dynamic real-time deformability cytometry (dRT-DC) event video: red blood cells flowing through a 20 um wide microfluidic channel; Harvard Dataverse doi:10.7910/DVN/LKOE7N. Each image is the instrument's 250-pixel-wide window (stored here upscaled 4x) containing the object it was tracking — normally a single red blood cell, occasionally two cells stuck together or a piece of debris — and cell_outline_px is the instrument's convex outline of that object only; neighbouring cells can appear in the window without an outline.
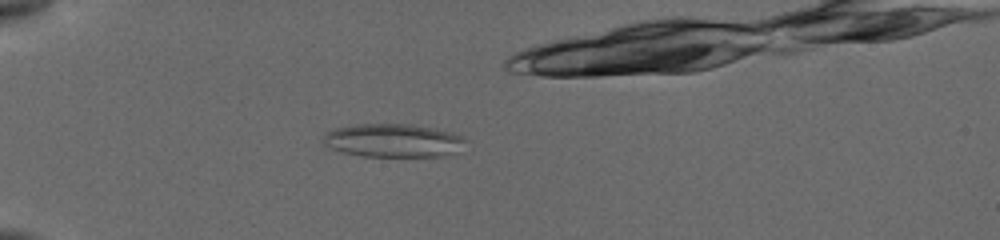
{"species": "common noctule bat (a hibernating species)", "species_latin": "Nyctalus noctula", "temperature_condition": "cold", "stored_images_in_passage": 45, "camera_frame_rate_fps": 3000, "um_per_image_px": 0.085, "animal": {"sex": "female", "body_mass_g": 19.5, "forearm_length_mm": 54.1}, "frame": {"image": 1, "passage_image": 2, "time_ms": 0.333, "image_size_px": [1000, 240], "cell_outline_px": [[468, 140], [448, 156], [364, 156], [344, 152], [332, 148], [324, 144], [324, 136], [328, 132], [336, 128], [360, 124], [412, 124], [448, 132], [460, 136]], "centroid_in_image_um": [33.41, 11.94], "position_along_channel_um": 51.6, "area_um2": 27.05}}
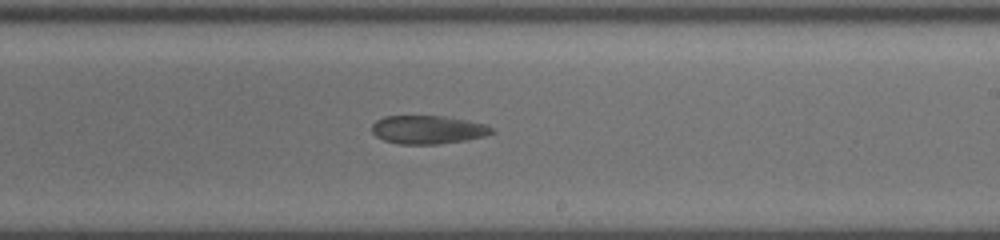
{"frame": {"image": 2, "passage_image": 22, "time_ms": 6.333, "image_size_px": [1000, 240], "cell_outline_px": [[496, 132], [488, 136], [468, 140], [440, 144], [400, 144], [384, 140], [376, 136], [372, 132], [372, 124], [376, 120], [384, 116], [440, 116], [464, 120], [484, 124], [492, 128]], "centroid_in_image_um": [36.38, 11.03], "position_along_channel_um": 252.6, "area_um2": 19.88}}
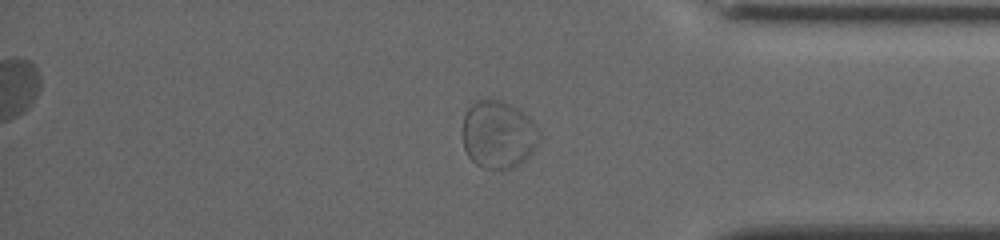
{"frame": {"image": 3, "passage_image": 35, "time_ms": 10.333, "image_size_px": [1000, 240], "cell_outline_px": [[540, 140], [532, 152], [524, 160], [512, 168], [484, 168], [476, 164], [468, 156], [464, 148], [464, 116], [468, 108], [476, 100], [496, 100], [508, 104], [524, 112], [536, 124], [540, 132]], "centroid_in_image_um": [42.38, 11.44], "position_along_channel_um": 392.8, "area_um2": 29.94}}